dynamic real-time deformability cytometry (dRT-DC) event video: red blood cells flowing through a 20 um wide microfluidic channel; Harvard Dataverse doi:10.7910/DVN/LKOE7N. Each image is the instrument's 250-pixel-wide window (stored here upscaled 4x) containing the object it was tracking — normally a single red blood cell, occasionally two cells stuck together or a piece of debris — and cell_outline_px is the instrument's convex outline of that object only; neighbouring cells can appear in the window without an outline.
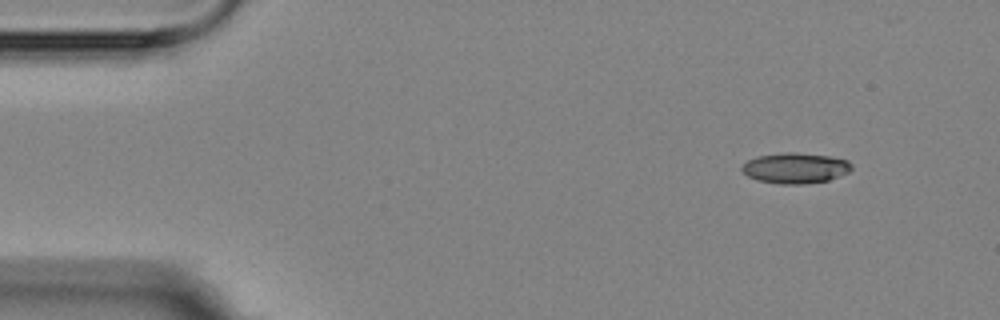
{"species": "Egyptian fruit bat (a non-hibernating species)", "species_latin": "Rousettus aegyptiacus", "temperature_condition": "room temperature", "stored_images_in_passage": 3, "camera_frame_rate_fps": 3000, "um_per_image_px": 0.085, "animal": {"sex": "female"}, "frame": {"image": 1, "passage_image": 1, "time_ms": 0.0, "image_size_px": [1000, 320], "cell_outline_px": [[852, 168], [848, 172], [840, 176], [828, 180], [800, 184], [780, 184], [756, 180], [748, 176], [740, 168], [748, 160], [756, 156], [784, 152], [796, 152], [832, 156], [848, 160], [852, 164]], "centroid_in_image_um": [67.61, 14.27], "position_along_channel_um": 17.4, "area_um2": 19.65}}
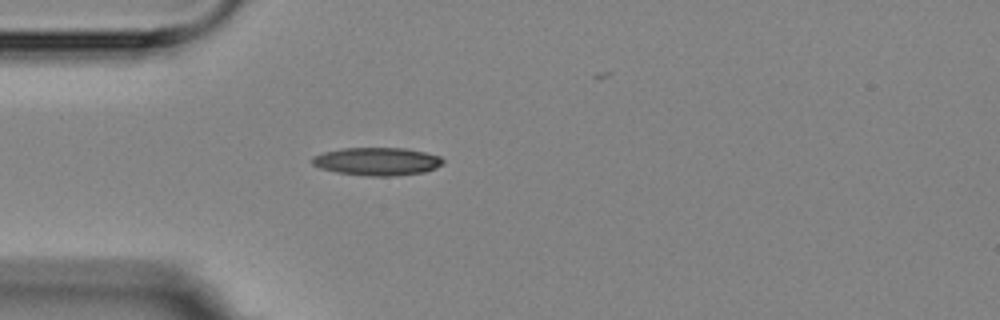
{"frame": {"image": 2, "passage_image": 3, "time_ms": 3.333, "image_size_px": [1000, 320], "cell_outline_px": [[444, 164], [436, 168], [424, 172], [396, 176], [368, 176], [336, 172], [320, 168], [312, 164], [312, 156], [324, 152], [340, 148], [404, 148], [424, 152], [440, 156], [444, 160]], "centroid_in_image_um": [32.06, 13.72], "position_along_channel_um": 52.9, "area_um2": 21.44}}